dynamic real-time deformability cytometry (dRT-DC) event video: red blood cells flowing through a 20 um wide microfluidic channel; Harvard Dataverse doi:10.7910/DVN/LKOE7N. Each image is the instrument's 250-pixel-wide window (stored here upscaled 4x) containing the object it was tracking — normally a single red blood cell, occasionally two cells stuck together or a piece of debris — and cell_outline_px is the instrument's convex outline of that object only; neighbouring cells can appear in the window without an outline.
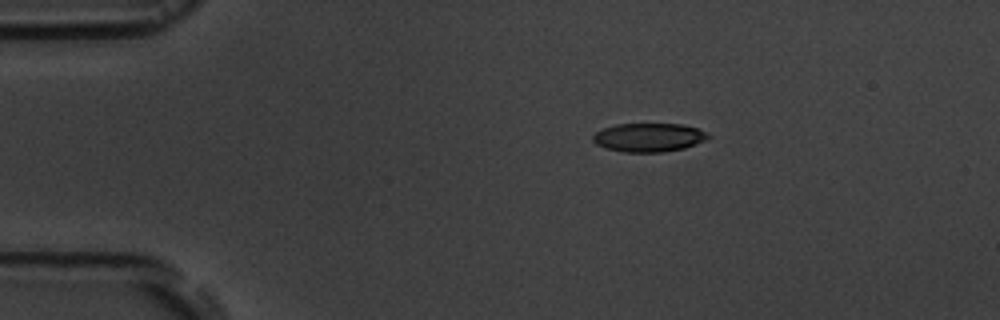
{"species": "common noctule bat (a hibernating species)", "species_latin": "Nyctalus noctula", "temperature_condition": "room temperature", "stored_images_in_passage": 3, "camera_frame_rate_fps": 3000, "um_per_image_px": 0.085, "animal": {"sex": "male", "body_mass_g": 19.5, "forearm_length_mm": 54.6}, "frame": {"image": 1, "passage_image": 2, "time_ms": 1.333, "image_size_px": [1000, 320], "cell_outline_px": [[712, 136], [704, 140], [684, 148], [660, 152], [624, 152], [604, 148], [596, 144], [592, 140], [592, 136], [596, 132], [604, 128], [616, 124], [680, 124], [696, 128], [708, 132]], "centroid_in_image_um": [55.12, 11.68], "position_along_channel_um": 29.9, "area_um2": 19.19}}